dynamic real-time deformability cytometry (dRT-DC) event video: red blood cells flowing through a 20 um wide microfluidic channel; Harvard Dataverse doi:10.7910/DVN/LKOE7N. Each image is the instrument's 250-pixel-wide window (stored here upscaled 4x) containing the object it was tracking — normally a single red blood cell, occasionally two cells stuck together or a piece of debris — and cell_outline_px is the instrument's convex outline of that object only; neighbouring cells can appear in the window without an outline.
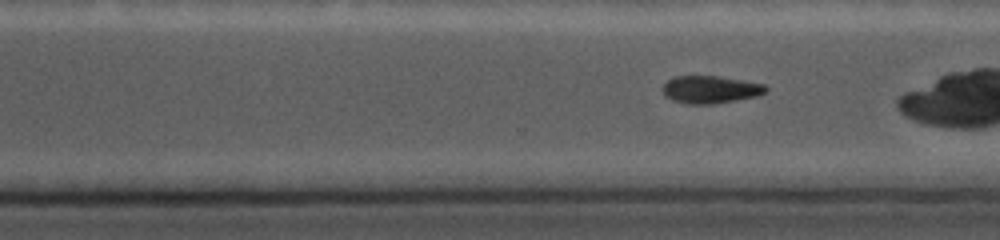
{"species": "common noctule bat (a hibernating species)", "species_latin": "Nyctalus noctula", "temperature_condition": "cold", "stored_images_in_passage": 74, "camera_frame_rate_fps": 5000, "um_per_image_px": 0.085, "animal": {"sex": "female", "body_mass_g": 19.0, "forearm_length_mm": 56.7}, "frame": {"image": 1, "passage_image": 50, "time_ms": 9.8, "image_size_px": [1000, 240], "cell_outline_px": [[768, 88], [764, 92], [756, 96], [736, 100], [712, 104], [688, 104], [672, 100], [664, 92], [664, 84], [668, 80], [676, 76], [720, 76], [744, 80], [764, 84]], "centroid_in_image_um": [60.41, 7.6], "position_along_channel_um": 310.2, "area_um2": 16.36}}